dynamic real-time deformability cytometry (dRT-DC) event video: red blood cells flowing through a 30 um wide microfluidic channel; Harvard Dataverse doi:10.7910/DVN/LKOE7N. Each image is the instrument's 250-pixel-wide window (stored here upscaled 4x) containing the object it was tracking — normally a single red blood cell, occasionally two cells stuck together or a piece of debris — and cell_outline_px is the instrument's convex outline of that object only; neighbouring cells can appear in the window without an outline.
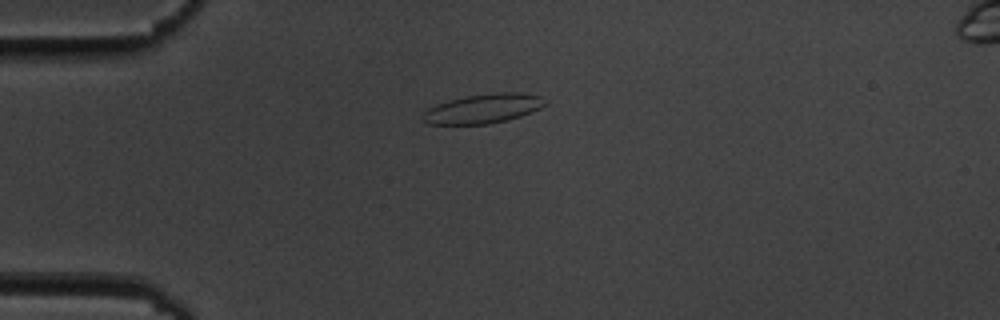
{"species": "common noctule bat (a hibernating species)", "species_latin": "Nyctalus noctula", "temperature_condition": "cold", "stored_images_in_passage": 43, "camera_frame_rate_fps": 3000, "um_per_image_px": 0.085, "animal": {"sex": "male", "body_mass_g": 19.5, "forearm_length_mm": 54.6}, "frame": {"image": 1, "passage_image": 1, "time_ms": 0.0, "image_size_px": [1000, 320], "cell_outline_px": [[548, 104], [532, 112], [508, 120], [488, 124], [428, 124], [420, 120], [420, 116], [428, 108], [436, 104], [468, 96], [496, 92], [524, 92], [540, 96], [548, 100]], "centroid_in_image_um": [41.1, 9.23], "position_along_channel_um": 43.9, "area_um2": 21.15}}
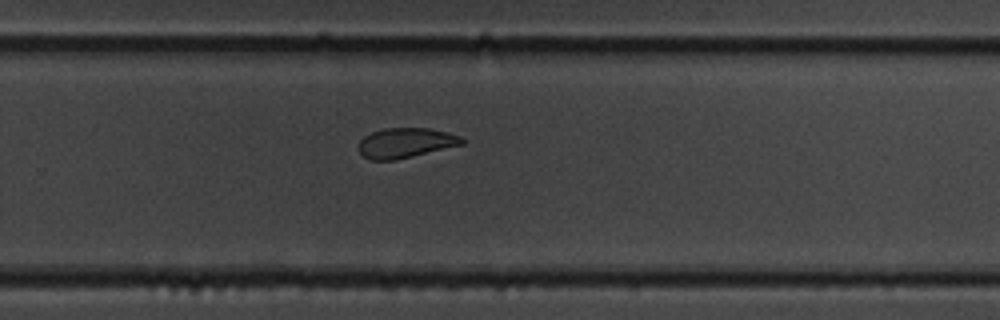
{"frame": {"image": 2, "passage_image": 24, "time_ms": 7.667, "image_size_px": [1000, 320], "cell_outline_px": [[464, 144], [396, 160], [368, 160], [356, 148], [360, 140], [364, 136], [372, 132], [384, 128], [428, 128], [448, 132], [460, 136], [464, 140]], "centroid_in_image_um": [34.45, 12.15], "position_along_channel_um": 295.4, "area_um2": 18.15}}
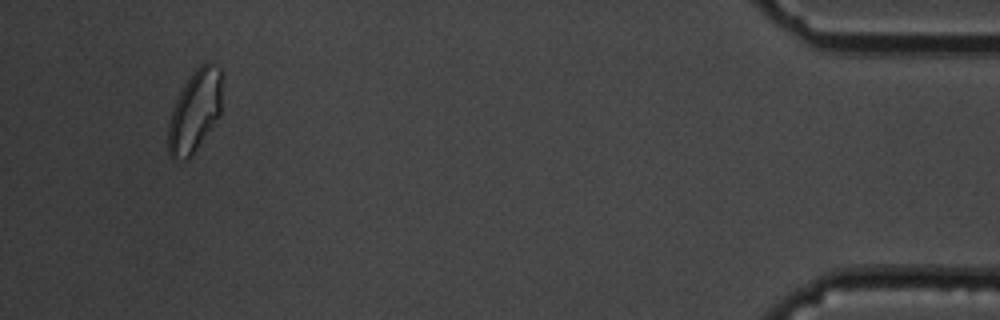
{"frame": {"image": 3, "passage_image": 40, "time_ms": 13.0, "image_size_px": [1000, 320], "cell_outline_px": [[224, 72], [220, 116], [188, 160], [172, 160], [168, 152], [168, 124], [172, 108], [180, 92], [192, 72], [200, 64], [208, 60], [220, 68]], "centroid_in_image_um": [16.6, 9.41], "position_along_channel_um": 418.6, "area_um2": 26.3}, "authors_computed_cell_mechanics": {"area_um2": 19.8832, "velocity_mm_per_s": 3.5876, "shape_relaxation_time_tau1_ms": 4.3096, "shape_relaxation_time_tau2_ms": 2.1558, "deformation_change_tau1": 0.0984, "deformation_change_tau2": 0.0737}}